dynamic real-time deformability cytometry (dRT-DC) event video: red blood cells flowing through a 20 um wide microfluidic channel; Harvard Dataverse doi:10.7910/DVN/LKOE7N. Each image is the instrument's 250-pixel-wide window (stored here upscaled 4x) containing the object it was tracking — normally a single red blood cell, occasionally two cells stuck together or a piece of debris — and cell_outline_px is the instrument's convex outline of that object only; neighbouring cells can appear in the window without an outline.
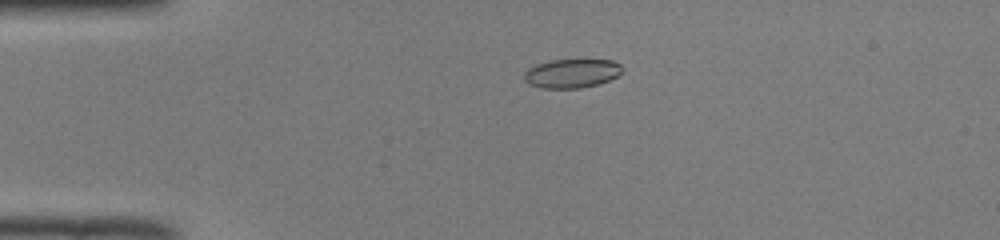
{"species": "common noctule bat (a hibernating species)", "species_latin": "Nyctalus noctula", "temperature_condition": "room temperature", "stored_images_in_passage": 45, "camera_frame_rate_fps": 3000, "um_per_image_px": 0.085, "animal": {"sex": "male", "body_mass_g": 19.0, "forearm_length_mm": 50.8}, "frame": {"image": 1, "passage_image": 6, "time_ms": 1.667, "image_size_px": [1000, 240], "cell_outline_px": [[624, 68], [616, 76], [600, 84], [580, 88], [540, 88], [528, 84], [524, 80], [524, 72], [528, 68], [536, 64], [548, 60], [612, 60], [620, 64]], "centroid_in_image_um": [48.56, 6.24], "position_along_channel_um": 36.4, "area_um2": 16.65}}
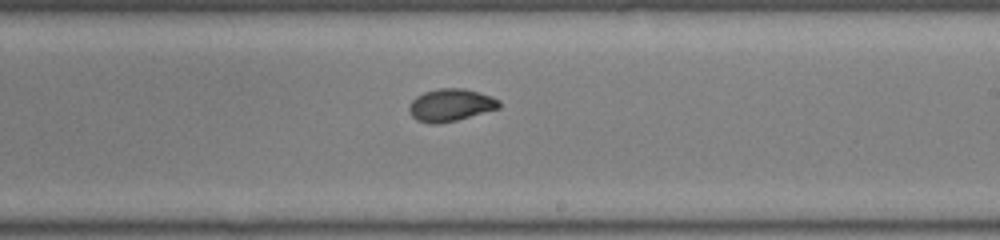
{"frame": {"image": 2, "passage_image": 25, "time_ms": 8.0, "image_size_px": [1000, 240], "cell_outline_px": [[500, 108], [456, 120], [436, 124], [428, 124], [416, 120], [412, 116], [408, 108], [408, 104], [416, 96], [424, 92], [440, 88], [464, 88], [500, 100]], "centroid_in_image_um": [38.26, 8.94], "position_along_channel_um": 250.7, "area_um2": 16.94}}
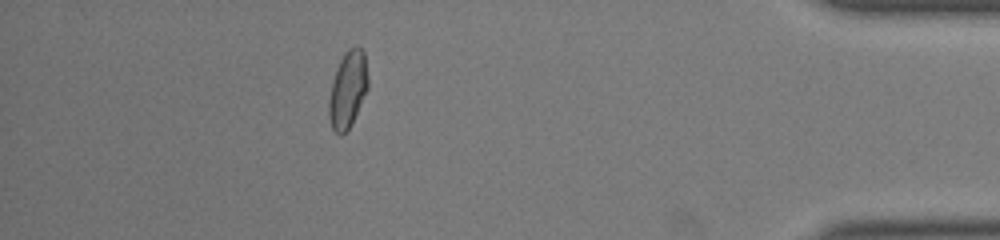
{"frame": {"image": 3, "passage_image": 40, "time_ms": 13.0, "image_size_px": [1000, 240], "cell_outline_px": [[368, 88], [348, 128], [340, 136], [332, 128], [328, 116], [328, 100], [336, 68], [344, 52], [348, 48], [356, 44], [364, 52], [368, 76]], "centroid_in_image_um": [29.55, 7.55], "position_along_channel_um": 405.7, "area_um2": 17.34}, "authors_computed_cell_mechanics": {"area_um2": 16.9354, "velocity_mm_per_s": 4.0026, "shape_relaxation_time_tau1_ms": 6.0861, "shape_relaxation_time_tau2_ms": 1.2878, "deformation_change_tau1": 0.1628, "deformation_change_tau2": 0.0515}}